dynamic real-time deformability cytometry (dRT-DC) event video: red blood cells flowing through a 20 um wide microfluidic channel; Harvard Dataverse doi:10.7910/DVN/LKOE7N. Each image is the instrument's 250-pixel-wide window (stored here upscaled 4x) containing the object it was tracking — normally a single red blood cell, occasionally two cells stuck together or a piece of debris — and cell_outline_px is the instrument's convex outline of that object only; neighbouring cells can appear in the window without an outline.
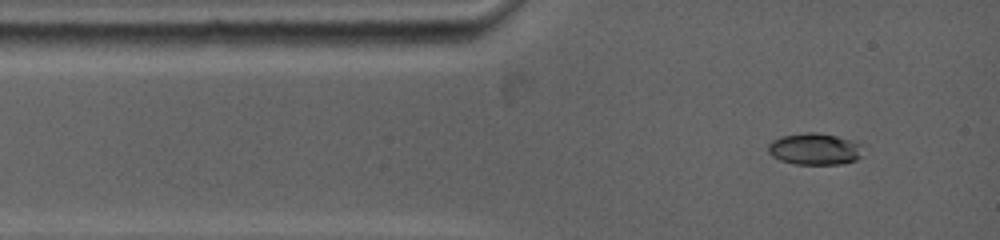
{"species": "common noctule bat (a hibernating species)", "species_latin": "Nyctalus noctula", "temperature_condition": "warm", "stored_images_in_passage": 7, "camera_frame_rate_fps": 5000, "um_per_image_px": 0.085, "animal": {"sex": "female", "body_mass_g": 19.0, "forearm_length_mm": 53.3}, "frame": {"image": 1, "passage_image": 1, "time_ms": 0.0, "image_size_px": [1000, 240], "cell_outline_px": [[864, 156], [856, 160], [844, 164], [796, 164], [780, 160], [772, 156], [768, 152], [768, 144], [772, 140], [784, 136], [808, 132], [816, 132], [836, 136], [852, 140], [860, 144]], "centroid_in_image_um": [69.28, 12.68], "position_along_channel_um": 15.7, "area_um2": 17.57}}
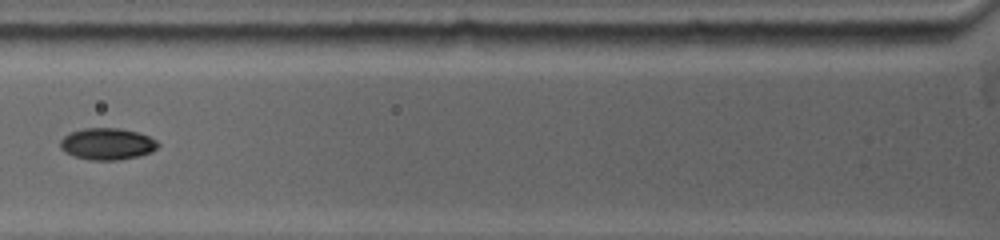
{"frame": {"image": 2, "passage_image": 5, "time_ms": 3.2, "image_size_px": [1000, 240], "cell_outline_px": [[160, 144], [152, 152], [136, 156], [116, 160], [88, 160], [72, 156], [64, 152], [60, 148], [60, 140], [64, 136], [72, 132], [84, 128], [120, 128], [136, 132], [148, 136], [156, 140]], "centroid_in_image_um": [9.08, 12.24], "position_along_channel_um": 116.7, "area_um2": 18.03}}
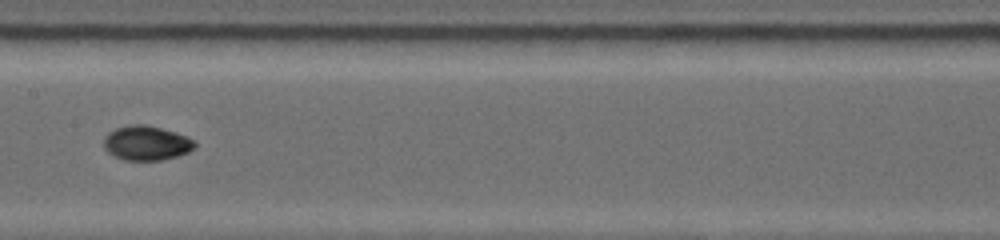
{"frame": {"image": 3, "passage_image": 7, "time_ms": 5.2, "image_size_px": [1000, 240], "cell_outline_px": [[196, 148], [188, 152], [176, 156], [160, 160], [124, 160], [108, 152], [104, 148], [104, 136], [108, 132], [116, 128], [132, 124], [144, 124], [176, 132], [188, 136], [196, 140]], "centroid_in_image_um": [12.47, 12.15], "position_along_channel_um": 194.9, "area_um2": 18.38}}